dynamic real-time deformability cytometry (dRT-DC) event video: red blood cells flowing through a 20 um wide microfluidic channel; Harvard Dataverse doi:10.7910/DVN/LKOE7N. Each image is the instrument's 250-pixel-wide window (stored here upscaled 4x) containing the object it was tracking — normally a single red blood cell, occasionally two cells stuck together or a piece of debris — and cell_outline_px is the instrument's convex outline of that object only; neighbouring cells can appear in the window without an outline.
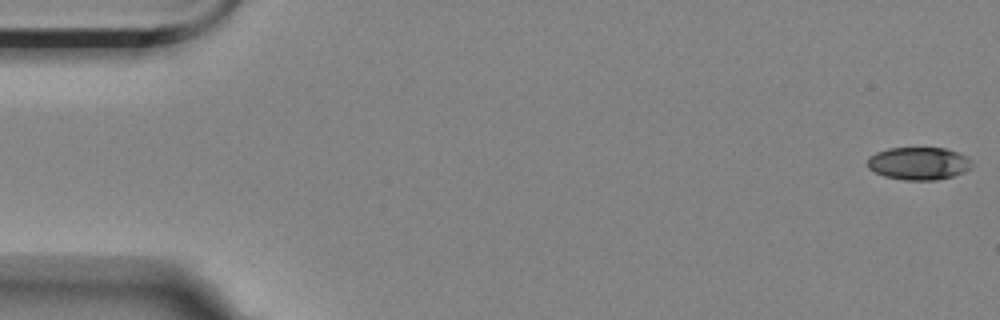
{"species": "Egyptian fruit bat (a non-hibernating species)", "species_latin": "Rousettus aegyptiacus", "temperature_condition": "room temperature", "stored_images_in_passage": 10, "camera_frame_rate_fps": 3000, "um_per_image_px": 0.085, "animal": {"sex": "female"}, "frame": {"image": 1, "passage_image": 1, "time_ms": 0.0, "image_size_px": [1000, 320], "cell_outline_px": [[972, 168], [964, 172], [952, 176], [936, 180], [904, 180], [884, 176], [868, 168], [868, 156], [876, 152], [888, 148], [944, 148], [968, 156], [972, 160]], "centroid_in_image_um": [78.11, 13.89], "position_along_channel_um": 6.9, "area_um2": 20.0}}